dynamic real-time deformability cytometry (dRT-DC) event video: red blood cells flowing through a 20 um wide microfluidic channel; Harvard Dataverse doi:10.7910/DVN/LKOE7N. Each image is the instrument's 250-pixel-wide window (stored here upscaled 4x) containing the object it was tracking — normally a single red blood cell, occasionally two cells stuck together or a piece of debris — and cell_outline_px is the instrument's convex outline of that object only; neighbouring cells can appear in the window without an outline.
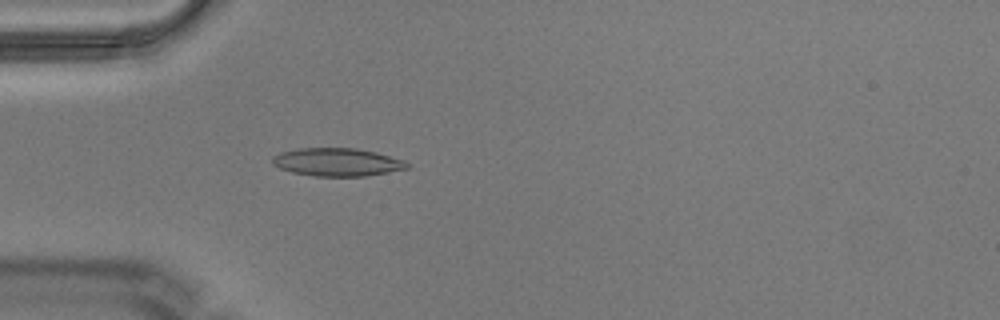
{"species": "Egyptian fruit bat (a non-hibernating species)", "species_latin": "Rousettus aegyptiacus", "temperature_condition": "warm", "stored_images_in_passage": 3, "camera_frame_rate_fps": 3000, "um_per_image_px": 0.085, "animal": {"sex": "male"}, "frame": {"image": 1, "passage_image": 3, "time_ms": 0.667, "image_size_px": [1000, 320], "cell_outline_px": [[408, 168], [388, 172], [364, 176], [312, 176], [292, 172], [280, 168], [272, 164], [272, 156], [280, 152], [300, 148], [356, 148], [376, 152], [404, 160], [408, 164]], "centroid_in_image_um": [28.63, 13.77], "position_along_channel_um": 56.4, "area_um2": 21.96}}